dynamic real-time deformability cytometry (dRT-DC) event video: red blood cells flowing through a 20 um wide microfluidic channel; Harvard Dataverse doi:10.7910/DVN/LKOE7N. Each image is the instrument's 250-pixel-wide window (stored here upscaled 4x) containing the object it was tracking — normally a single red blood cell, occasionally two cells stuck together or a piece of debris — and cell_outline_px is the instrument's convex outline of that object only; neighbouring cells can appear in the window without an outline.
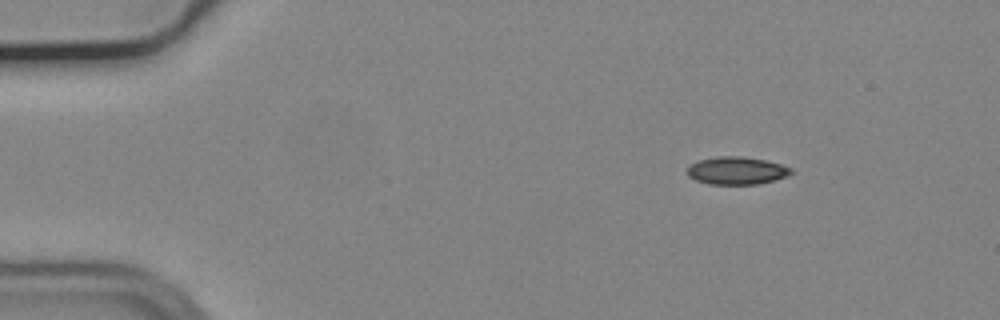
{"species": "common noctule bat (a hibernating species)", "species_latin": "Nyctalus noctula", "temperature_condition": "cold", "stored_images_in_passage": 22, "camera_frame_rate_fps": 3000, "um_per_image_px": 0.085, "animal": {"sex": "male", "body_mass_g": 19.2, "forearm_length_mm": 51.8}, "frame": {"image": 1, "passage_image": 1, "time_ms": 0.0, "image_size_px": [1000, 320], "cell_outline_px": [[792, 172], [788, 176], [776, 180], [756, 184], [708, 184], [696, 180], [688, 176], [688, 168], [692, 164], [700, 160], [720, 156], [740, 156], [764, 160], [780, 164], [792, 168]], "centroid_in_image_um": [62.64, 14.51], "position_along_channel_um": 22.4, "area_um2": 16.59}}
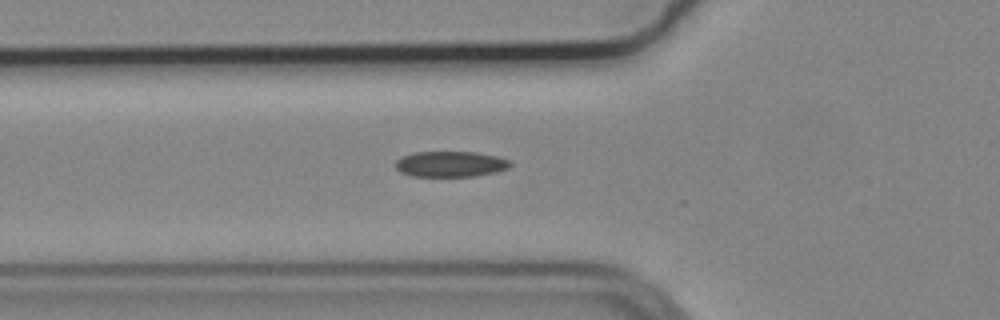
{"frame": {"image": 2, "passage_image": 13, "time_ms": 4.0, "image_size_px": [1000, 320], "cell_outline_px": [[512, 164], [508, 168], [496, 172], [472, 176], [412, 176], [400, 172], [396, 168], [396, 160], [400, 156], [412, 152], [476, 152], [496, 156], [508, 160]], "centroid_in_image_um": [38.25, 13.94], "position_along_channel_um": 87.5, "area_um2": 17.17}}
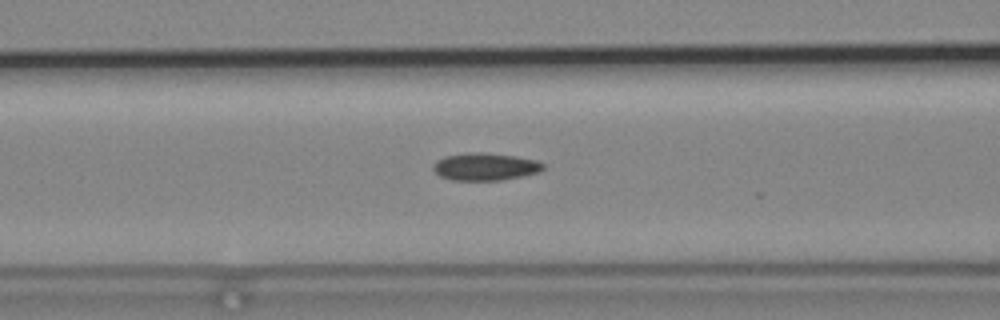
{"frame": {"image": 3, "passage_image": 16, "time_ms": 5.0, "image_size_px": [1000, 320], "cell_outline_px": [[544, 168], [540, 172], [524, 176], [500, 180], [452, 180], [440, 176], [432, 168], [432, 164], [436, 160], [444, 156], [468, 152], [480, 152], [516, 156], [536, 160], [544, 164]], "centroid_in_image_um": [41.23, 14.16], "position_along_channel_um": 125.4, "area_um2": 17.74}}